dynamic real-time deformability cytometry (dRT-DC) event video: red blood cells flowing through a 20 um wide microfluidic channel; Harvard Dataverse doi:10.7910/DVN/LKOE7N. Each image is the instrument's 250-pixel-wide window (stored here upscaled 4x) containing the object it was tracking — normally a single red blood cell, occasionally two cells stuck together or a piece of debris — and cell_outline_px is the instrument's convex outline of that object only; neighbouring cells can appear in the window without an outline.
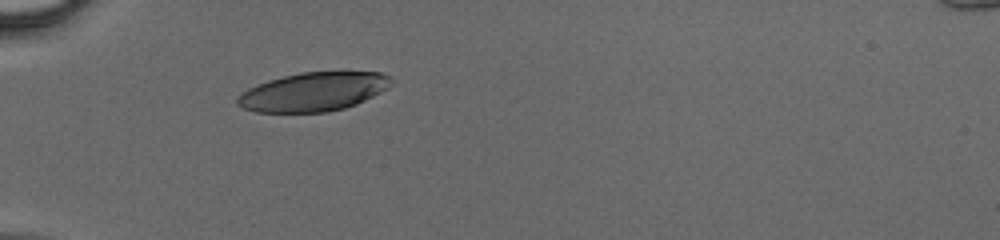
{"species": "human", "species_latin": "Homo sapiens", "temperature_condition": "cold", "stored_images_in_passage": 29, "camera_frame_rate_fps": 3000, "um_per_image_px": 0.085, "donor": {"sex": "male"}, "frame": {"image": 1, "passage_image": 1, "time_ms": 0.0, "image_size_px": [1000, 240], "cell_outline_px": [[392, 84], [388, 88], [356, 104], [344, 108], [328, 112], [256, 112], [244, 108], [236, 104], [236, 96], [248, 88], [268, 80], [300, 72], [380, 72], [392, 76]], "centroid_in_image_um": [26.63, 7.8], "position_along_channel_um": 58.4, "area_um2": 34.8}}
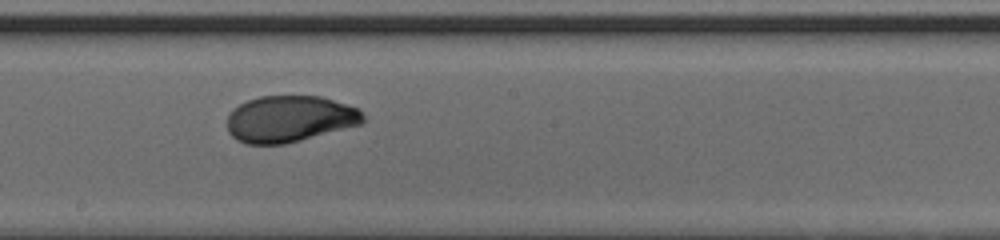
{"frame": {"image": 2, "passage_image": 13, "time_ms": 4.0, "image_size_px": [1000, 240], "cell_outline_px": [[364, 120], [360, 124], [300, 140], [284, 144], [244, 144], [236, 140], [228, 132], [228, 116], [240, 104], [248, 100], [260, 96], [320, 96], [360, 108], [364, 116]], "centroid_in_image_um": [24.62, 10.1], "position_along_channel_um": 223.6, "area_um2": 36.59}}
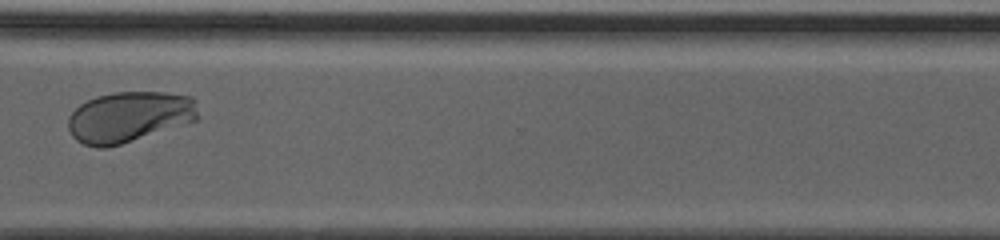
{"frame": {"image": 3, "passage_image": 22, "time_ms": 7.0, "image_size_px": [1000, 240], "cell_outline_px": [[200, 116], [196, 120], [120, 144], [104, 148], [96, 148], [84, 144], [76, 140], [72, 136], [68, 128], [68, 116], [80, 104], [96, 96], [116, 92], [164, 92], [192, 96], [196, 100]], "centroid_in_image_um": [10.98, 9.92], "position_along_channel_um": 359.6, "area_um2": 38.44}}